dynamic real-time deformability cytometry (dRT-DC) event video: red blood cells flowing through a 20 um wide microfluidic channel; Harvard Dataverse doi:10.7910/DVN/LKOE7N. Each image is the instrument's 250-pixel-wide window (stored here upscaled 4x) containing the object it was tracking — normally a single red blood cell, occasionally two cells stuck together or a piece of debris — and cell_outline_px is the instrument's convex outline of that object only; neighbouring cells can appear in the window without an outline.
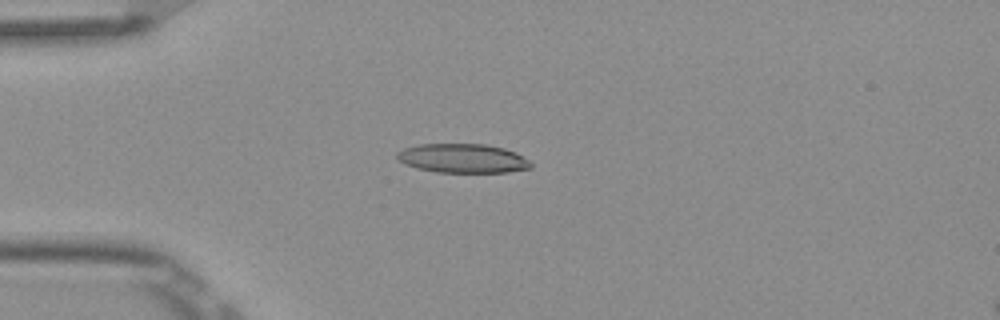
{"species": "Egyptian fruit bat (a non-hibernating species)", "species_latin": "Rousettus aegyptiacus", "temperature_condition": "room temperature", "stored_images_in_passage": 6, "camera_frame_rate_fps": 3000, "um_per_image_px": 0.085, "frame": {"image": 1, "passage_image": 6, "time_ms": 1.667, "image_size_px": [1000, 320], "cell_outline_px": [[532, 168], [508, 172], [436, 172], [416, 168], [404, 164], [396, 160], [396, 152], [404, 148], [420, 144], [484, 144], [504, 148], [516, 152], [528, 160], [532, 164]], "centroid_in_image_um": [39.3, 13.46], "position_along_channel_um": 45.7, "area_um2": 22.83}}